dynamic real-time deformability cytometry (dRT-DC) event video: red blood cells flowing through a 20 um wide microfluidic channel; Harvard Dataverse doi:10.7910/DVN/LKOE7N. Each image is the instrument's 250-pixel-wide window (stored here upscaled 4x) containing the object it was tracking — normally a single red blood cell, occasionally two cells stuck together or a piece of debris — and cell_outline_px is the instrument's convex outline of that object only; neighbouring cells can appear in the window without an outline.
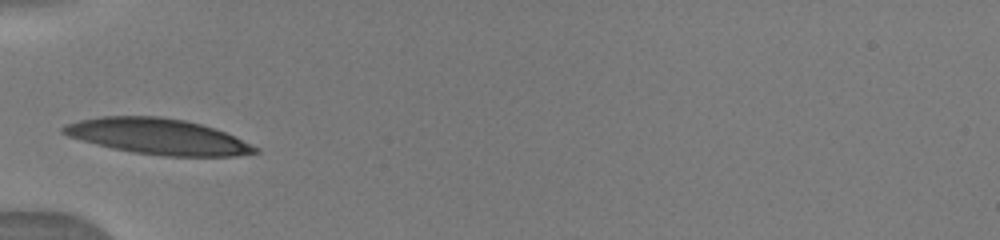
{"species": "human", "species_latin": "Homo sapiens", "temperature_condition": "warm", "stored_images_in_passage": 5, "camera_frame_rate_fps": 3000, "um_per_image_px": 0.085, "donor": {"sex": "male"}, "frame": {"image": 1, "passage_image": 3, "time_ms": 1.667, "image_size_px": [1000, 240], "cell_outline_px": [[260, 152], [236, 156], [164, 156], [132, 152], [112, 148], [68, 136], [60, 132], [60, 128], [68, 124], [80, 120], [100, 116], [160, 116], [184, 120], [200, 124], [224, 132], [260, 148]], "centroid_in_image_um": [13.42, 11.6], "position_along_channel_um": 71.6, "area_um2": 39.65}}
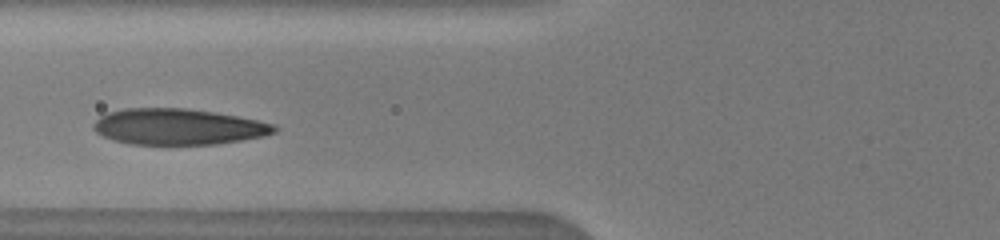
{"frame": {"image": 2, "passage_image": 4, "time_ms": 2.667, "image_size_px": [1000, 240], "cell_outline_px": [[280, 128], [276, 132], [264, 136], [216, 144], [132, 144], [112, 140], [96, 132], [92, 128], [92, 124], [100, 116], [108, 112], [124, 108], [184, 108], [216, 112], [276, 124]], "centroid_in_image_um": [15.15, 10.76], "position_along_channel_um": 110.7, "area_um2": 38.03}}